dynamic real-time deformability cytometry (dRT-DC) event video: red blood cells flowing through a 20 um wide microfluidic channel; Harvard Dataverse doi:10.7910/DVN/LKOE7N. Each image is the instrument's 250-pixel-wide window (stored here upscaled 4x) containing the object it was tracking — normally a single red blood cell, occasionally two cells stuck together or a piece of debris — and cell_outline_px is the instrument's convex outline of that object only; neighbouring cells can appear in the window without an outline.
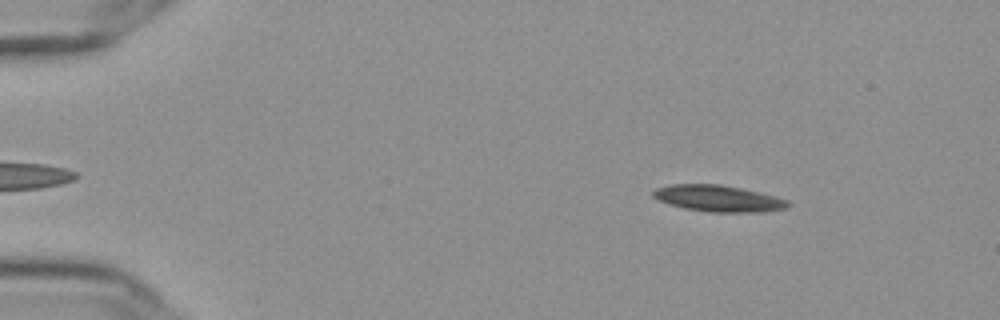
{"species": "Egyptian fruit bat (a non-hibernating species)", "species_latin": "Rousettus aegyptiacus", "temperature_condition": "cold", "stored_images_in_passage": 56, "camera_frame_rate_fps": 3000, "um_per_image_px": 0.085, "frame": {"image": 1, "passage_image": 8, "time_ms": 2.333, "image_size_px": [1000, 320], "cell_outline_px": [[792, 204], [784, 208], [764, 212], [708, 212], [684, 208], [660, 200], [652, 196], [652, 192], [656, 188], [672, 184], [720, 184], [760, 192], [776, 196], [788, 200]], "centroid_in_image_um": [61.09, 16.86], "position_along_channel_um": 23.9, "area_um2": 20.69}}
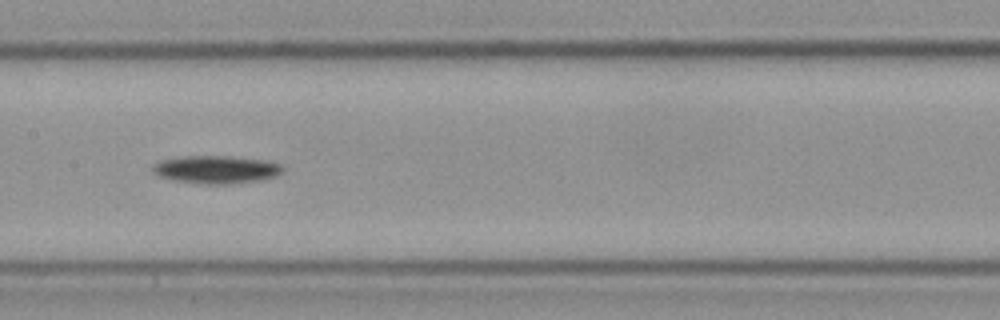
{"frame": {"image": 2, "passage_image": 29, "time_ms": 9.333, "image_size_px": [1000, 320], "cell_outline_px": [[284, 168], [280, 172], [272, 176], [256, 180], [224, 184], [208, 184], [172, 180], [156, 176], [152, 172], [152, 168], [160, 160], [184, 156], [228, 156], [268, 160], [280, 164]], "centroid_in_image_um": [18.31, 14.39], "position_along_channel_um": 189.1, "area_um2": 20.87}}
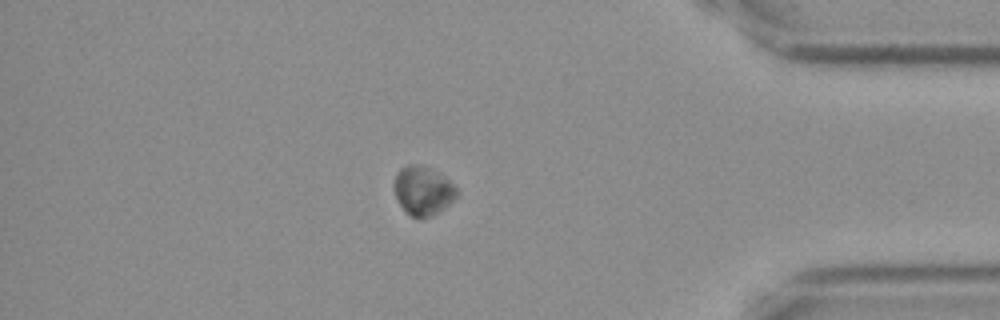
{"frame": {"image": 3, "passage_image": 49, "time_ms": 16.0, "image_size_px": [1000, 320], "cell_outline_px": [[460, 192], [444, 208], [428, 216], [412, 216], [400, 204], [392, 188], [392, 184], [396, 172], [400, 168], [408, 164], [420, 164], [436, 172], [448, 180]], "centroid_in_image_um": [35.9, 16.16], "position_along_channel_um": 399.3, "area_um2": 17.46}, "authors_computed_cell_mechanics": {"area_um2": 20.1722, "velocity_mm_per_s": 3.5975, "shape_relaxation_time_tau1_ms": 1.7954, "shape_relaxation_time_tau2_ms": null, "deformation_change_tau1": 0.0773, "deformation_change_tau2": null}}